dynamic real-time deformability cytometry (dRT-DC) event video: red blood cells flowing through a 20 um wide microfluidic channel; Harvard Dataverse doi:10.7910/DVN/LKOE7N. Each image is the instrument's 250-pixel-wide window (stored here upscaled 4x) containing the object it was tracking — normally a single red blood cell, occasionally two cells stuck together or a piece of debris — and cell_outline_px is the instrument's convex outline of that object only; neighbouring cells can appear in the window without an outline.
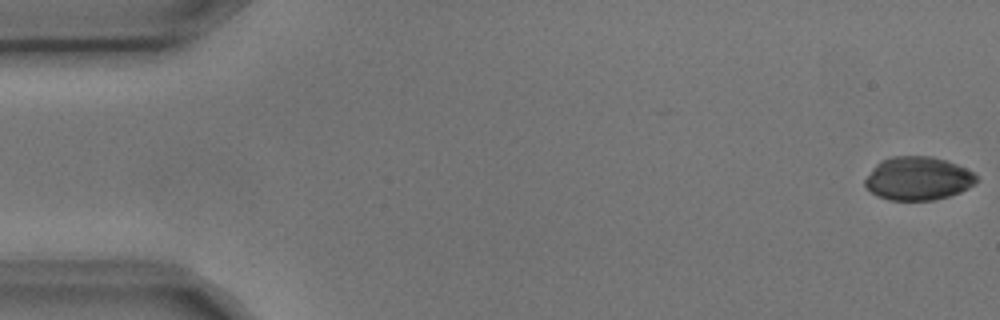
{"species": "common noctule bat (a hibernating species)", "species_latin": "Nyctalus noctula", "temperature_condition": "cold", "stored_images_in_passage": 5, "camera_frame_rate_fps": 3000, "um_per_image_px": 0.085, "animal": {"sex": "male", "body_mass_g": 17.9, "forearm_length_mm": 54.2}, "frame": {"image": 1, "passage_image": 1, "time_ms": 0.0, "image_size_px": [1000, 320], "cell_outline_px": [[980, 180], [976, 184], [960, 192], [948, 196], [932, 200], [888, 200], [872, 192], [864, 184], [864, 180], [876, 164], [880, 160], [892, 156], [932, 156], [956, 164], [972, 172]], "centroid_in_image_um": [78.04, 15.16], "position_along_channel_um": 7.0, "area_um2": 28.09}}
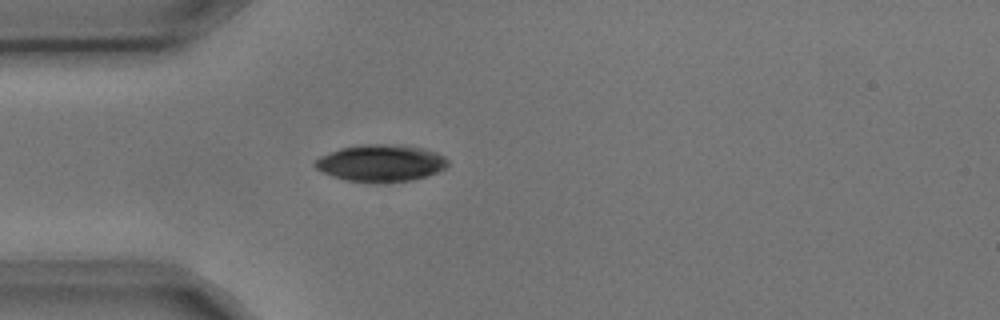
{"frame": {"image": 2, "passage_image": 5, "time_ms": 1.333, "image_size_px": [1000, 320], "cell_outline_px": [[448, 164], [444, 168], [436, 172], [412, 180], [384, 184], [376, 184], [344, 180], [320, 172], [312, 164], [320, 156], [340, 148], [360, 144], [388, 144], [424, 148], [436, 152], [444, 156], [448, 160]], "centroid_in_image_um": [32.33, 13.88], "position_along_channel_um": 52.7, "area_um2": 29.02}}